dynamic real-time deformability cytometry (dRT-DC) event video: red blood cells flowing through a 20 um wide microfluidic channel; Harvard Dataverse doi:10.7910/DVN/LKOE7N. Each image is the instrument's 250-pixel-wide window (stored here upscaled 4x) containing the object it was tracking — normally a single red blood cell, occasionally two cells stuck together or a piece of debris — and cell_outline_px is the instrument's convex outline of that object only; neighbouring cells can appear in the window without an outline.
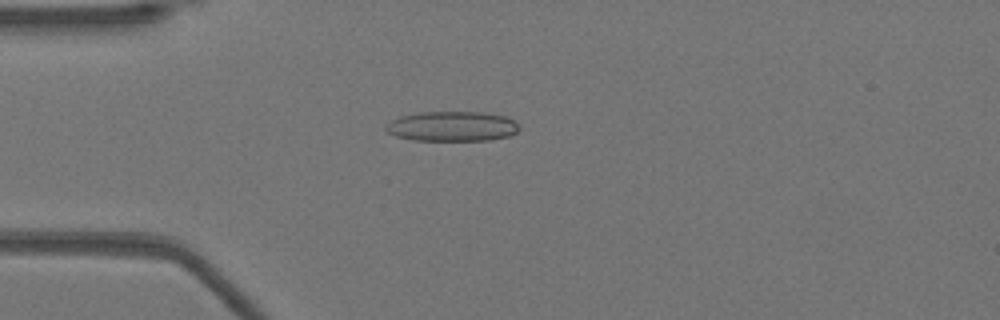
{"species": "Egyptian fruit bat (a non-hibernating species)", "species_latin": "Rousettus aegyptiacus", "temperature_condition": "warm", "stored_images_in_passage": 52, "camera_frame_rate_fps": 3000, "um_per_image_px": 0.085, "animal": {"sex": "female"}, "frame": {"image": 1, "passage_image": 14, "time_ms": 4.333, "image_size_px": [1000, 320], "cell_outline_px": [[520, 128], [516, 132], [508, 136], [488, 140], [412, 140], [396, 136], [388, 132], [384, 128], [392, 120], [400, 116], [416, 112], [484, 112], [508, 116]], "centroid_in_image_um": [38.42, 10.73], "position_along_channel_um": 46.6, "area_um2": 23.24}}
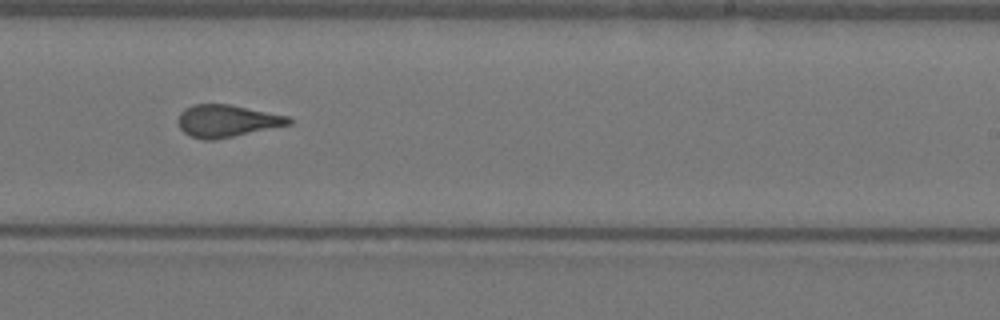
{"frame": {"image": 2, "passage_image": 32, "time_ms": 10.333, "image_size_px": [1000, 320], "cell_outline_px": [[292, 124], [216, 140], [204, 140], [192, 136], [184, 132], [180, 128], [176, 120], [180, 112], [184, 108], [192, 104], [228, 104], [292, 116]], "centroid_in_image_um": [19.3, 10.27], "position_along_channel_um": 269.7, "area_um2": 21.1}}
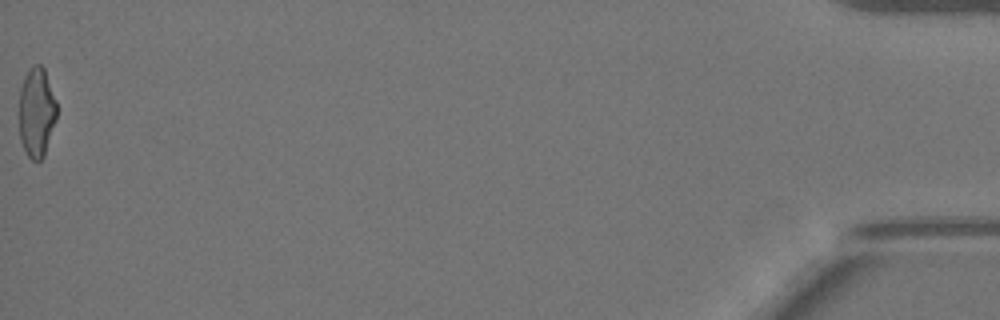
{"frame": {"image": 3, "passage_image": 52, "time_ms": 17.0, "image_size_px": [1000, 320], "cell_outline_px": [[56, 120], [44, 156], [40, 160], [32, 160], [28, 156], [20, 140], [20, 88], [24, 76], [28, 68], [32, 64], [40, 64], [44, 68], [56, 100]], "centroid_in_image_um": [3.11, 9.51], "position_along_channel_um": 432.1, "area_um2": 19.65}, "authors_computed_cell_mechanics": {"area_um2": 21.1548, "velocity_mm_per_s": 3.9709, "shape_relaxation_time_tau1_ms": 8.804, "shape_relaxation_time_tau2_ms": 1.3276, "deformation_change_tau1": 0.2242, "deformation_change_tau2": 0.0952}}